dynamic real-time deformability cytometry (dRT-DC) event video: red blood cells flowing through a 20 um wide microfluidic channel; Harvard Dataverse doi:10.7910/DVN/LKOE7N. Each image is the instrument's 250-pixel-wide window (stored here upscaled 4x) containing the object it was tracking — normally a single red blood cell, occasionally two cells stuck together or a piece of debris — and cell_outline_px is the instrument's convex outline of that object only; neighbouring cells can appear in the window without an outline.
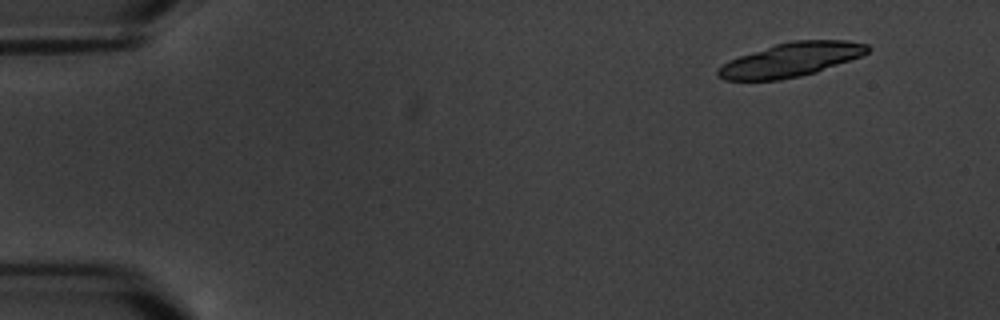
{"species": "common noctule bat (a hibernating species)", "species_latin": "Nyctalus noctula", "temperature_condition": "warm", "stored_images_in_passage": 8, "camera_frame_rate_fps": 3000, "um_per_image_px": 0.085, "animal": {"sex": "male", "body_mass_g": 20.1, "forearm_length_mm": 53.5}, "frame": {"image": 1, "passage_image": 2, "time_ms": 1.333, "image_size_px": [1000, 320], "cell_outline_px": [[872, 48], [868, 52], [860, 56], [816, 72], [800, 76], [780, 80], [724, 80], [716, 72], [716, 68], [728, 60], [776, 44], [792, 40], [848, 40], [868, 44]], "centroid_in_image_um": [67.23, 5.07], "position_along_channel_um": 17.8, "area_um2": 29.48}}